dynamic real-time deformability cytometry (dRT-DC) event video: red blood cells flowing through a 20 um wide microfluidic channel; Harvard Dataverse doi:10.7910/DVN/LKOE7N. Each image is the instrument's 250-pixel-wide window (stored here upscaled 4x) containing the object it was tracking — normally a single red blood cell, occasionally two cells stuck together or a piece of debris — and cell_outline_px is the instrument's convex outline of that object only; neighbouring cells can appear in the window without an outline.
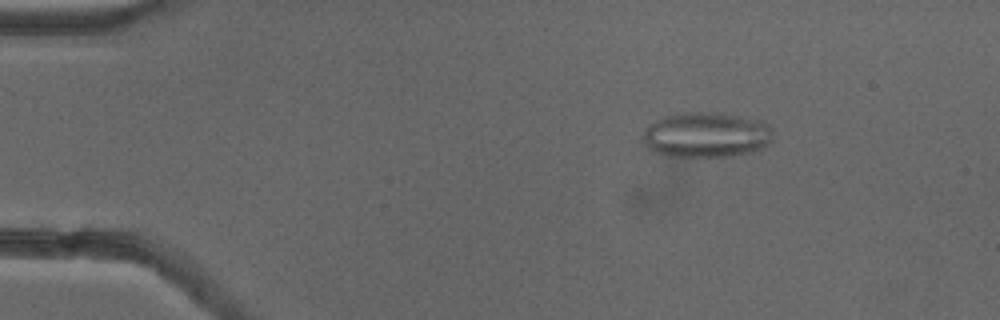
{"species": "common noctule bat (a hibernating species)", "species_latin": "Nyctalus noctula", "temperature_condition": "cold", "stored_images_in_passage": 54, "camera_frame_rate_fps": 3000, "um_per_image_px": 0.085, "animal": {"sex": "female"}, "frame": {"image": 1, "passage_image": 9, "time_ms": 2.667, "image_size_px": [1000, 320], "cell_outline_px": [[772, 140], [768, 144], [752, 152], [732, 156], [668, 156], [656, 152], [648, 148], [644, 140], [644, 128], [648, 124], [664, 116], [684, 112], [720, 112], [760, 120], [768, 124], [772, 128]], "centroid_in_image_um": [60.05, 11.45], "position_along_channel_um": 25.0, "area_um2": 34.45}, "authors_computed_cell_mechanics": {"area_um2": 27.1082, "velocity_mm_per_s": 3.8687, "shape_relaxation_time_tau1_ms": null, "shape_relaxation_time_tau2_ms": 2.2124, "deformation_change_tau1": null, "deformation_change_tau2": 0.1136}}